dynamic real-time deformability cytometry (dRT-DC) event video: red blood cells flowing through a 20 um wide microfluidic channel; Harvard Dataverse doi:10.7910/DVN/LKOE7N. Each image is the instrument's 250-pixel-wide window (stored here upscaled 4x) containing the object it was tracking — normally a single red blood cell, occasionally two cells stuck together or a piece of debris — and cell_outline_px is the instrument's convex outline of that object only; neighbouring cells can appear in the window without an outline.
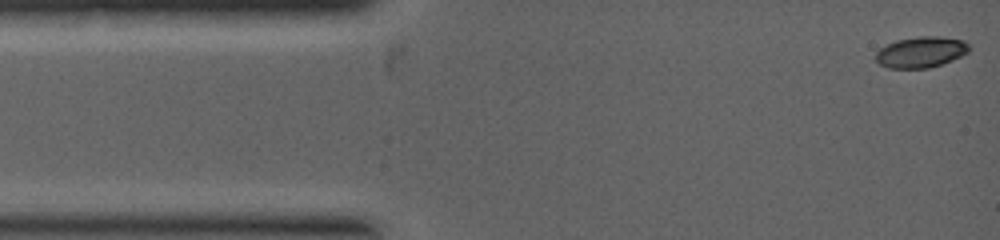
{"species": "common noctule bat (a hibernating species)", "species_latin": "Nyctalus noctula", "temperature_condition": "warm", "stored_images_in_passage": 7, "camera_frame_rate_fps": 5000, "um_per_image_px": 0.085, "animal": {"sex": "female", "body_mass_g": 19.0, "forearm_length_mm": 53.3}, "frame": {"image": 1, "passage_image": 1, "time_ms": 0.0, "image_size_px": [1000, 240], "cell_outline_px": [[968, 52], [952, 60], [928, 68], [888, 68], [880, 64], [876, 60], [876, 52], [880, 48], [896, 40], [920, 36], [940, 36], [964, 40], [968, 44]], "centroid_in_image_um": [78.27, 4.42], "position_along_channel_um": 6.7, "area_um2": 16.7}}
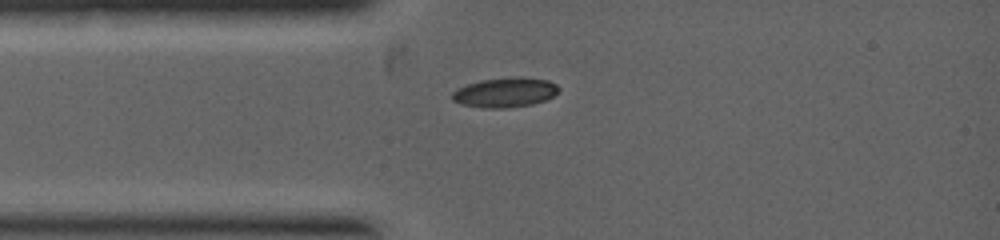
{"frame": {"image": 2, "passage_image": 5, "time_ms": 1.6, "image_size_px": [1000, 240], "cell_outline_px": [[560, 88], [552, 96], [544, 100], [532, 104], [508, 108], [484, 108], [460, 104], [452, 100], [452, 92], [456, 88], [480, 80], [520, 76], [548, 80], [556, 84]], "centroid_in_image_um": [42.9, 7.85], "position_along_channel_um": 42.1, "area_um2": 18.5}}
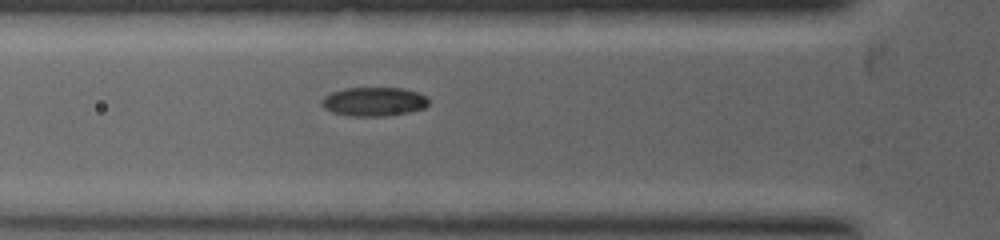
{"frame": {"image": 3, "passage_image": 7, "time_ms": 2.4, "image_size_px": [1000, 240], "cell_outline_px": [[428, 104], [424, 108], [412, 112], [388, 116], [348, 116], [332, 112], [324, 108], [320, 104], [320, 100], [324, 96], [332, 92], [344, 88], [400, 88], [416, 92], [428, 96]], "centroid_in_image_um": [31.77, 8.65], "position_along_channel_um": 94.0, "area_um2": 18.26}}